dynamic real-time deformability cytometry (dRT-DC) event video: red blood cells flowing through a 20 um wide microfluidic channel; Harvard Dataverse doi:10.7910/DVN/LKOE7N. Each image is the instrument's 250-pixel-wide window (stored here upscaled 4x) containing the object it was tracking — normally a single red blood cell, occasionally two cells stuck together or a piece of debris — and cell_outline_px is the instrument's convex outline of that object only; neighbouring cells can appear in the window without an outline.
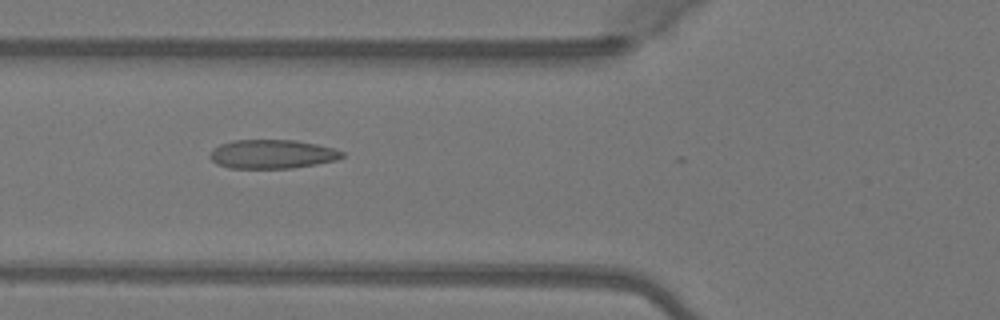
{"species": "Egyptian fruit bat (a non-hibernating species)", "species_latin": "Rousettus aegyptiacus", "temperature_condition": "warm", "stored_images_in_passage": 45, "camera_frame_rate_fps": 3000, "um_per_image_px": 0.085, "animal": {"sex": "female"}, "frame": {"image": 1, "passage_image": 19, "time_ms": 6.0, "image_size_px": [1000, 320], "cell_outline_px": [[344, 156], [336, 160], [316, 164], [292, 168], [228, 168], [216, 164], [208, 156], [212, 148], [220, 144], [232, 140], [296, 140], [336, 148], [344, 152]], "centroid_in_image_um": [23.12, 13.09], "position_along_channel_um": 102.7, "area_um2": 22.48}}
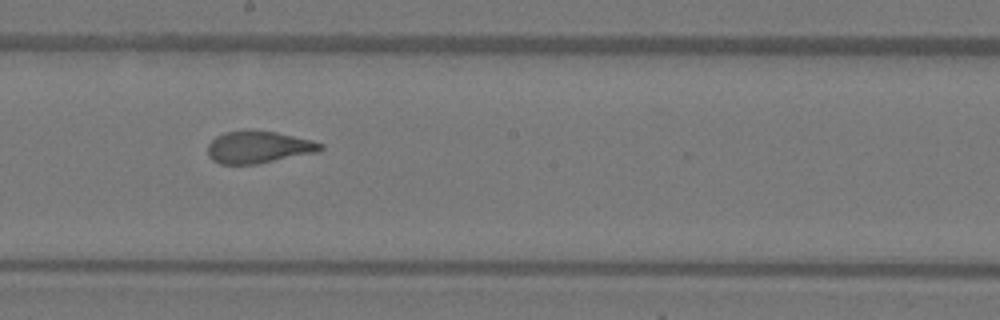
{"frame": {"image": 2, "passage_image": 28, "time_ms": 9.0, "image_size_px": [1000, 320], "cell_outline_px": [[324, 148], [320, 152], [256, 164], [220, 164], [212, 160], [208, 156], [208, 144], [216, 136], [224, 132], [276, 132], [312, 140], [324, 144]], "centroid_in_image_um": [22.01, 12.54], "position_along_channel_um": 226.2, "area_um2": 20.87}}
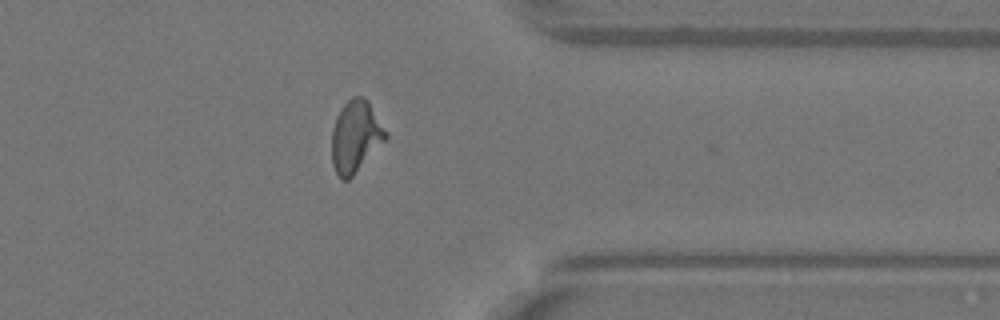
{"frame": {"image": 3, "passage_image": 40, "time_ms": 13.0, "image_size_px": [1000, 320], "cell_outline_px": [[388, 136], [352, 176], [348, 180], [340, 180], [332, 164], [332, 128], [336, 116], [340, 108], [352, 96], [364, 96], [368, 100], [388, 132]], "centroid_in_image_um": [30.21, 11.57], "position_along_channel_um": 381.2, "area_um2": 22.54}, "authors_computed_cell_mechanics": {"area_um2": 22.3108, "velocity_mm_per_s": 4.101, "shape_relaxation_time_tau1_ms": 9.0152, "shape_relaxation_time_tau2_ms": 0.8259, "deformation_change_tau1": 0.2699, "deformation_change_tau2": 0.089}}